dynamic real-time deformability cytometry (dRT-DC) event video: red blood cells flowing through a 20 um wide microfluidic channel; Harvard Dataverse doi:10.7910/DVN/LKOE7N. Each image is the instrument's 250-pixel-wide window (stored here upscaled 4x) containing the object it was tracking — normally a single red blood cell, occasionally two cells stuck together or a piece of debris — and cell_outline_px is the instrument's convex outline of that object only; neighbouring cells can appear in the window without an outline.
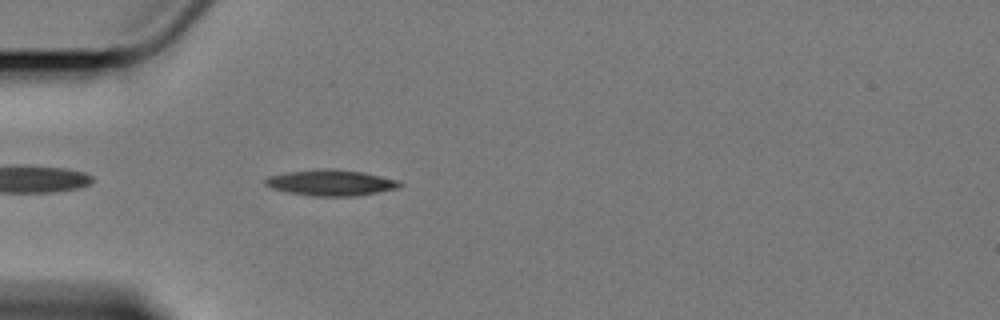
{"species": "Egyptian fruit bat (a non-hibernating species)", "species_latin": "Rousettus aegyptiacus", "temperature_condition": "cold", "stored_images_in_passage": 5, "camera_frame_rate_fps": 3000, "um_per_image_px": 0.085, "animal": {"sex": "female"}, "frame": {"image": 1, "passage_image": 5, "time_ms": 5.667, "image_size_px": [1000, 320], "cell_outline_px": [[404, 184], [400, 188], [352, 196], [312, 196], [288, 192], [272, 188], [264, 184], [264, 180], [268, 176], [292, 172], [360, 172], [396, 180]], "centroid_in_image_um": [28.13, 15.6], "position_along_channel_um": 56.9, "area_um2": 18.84}}